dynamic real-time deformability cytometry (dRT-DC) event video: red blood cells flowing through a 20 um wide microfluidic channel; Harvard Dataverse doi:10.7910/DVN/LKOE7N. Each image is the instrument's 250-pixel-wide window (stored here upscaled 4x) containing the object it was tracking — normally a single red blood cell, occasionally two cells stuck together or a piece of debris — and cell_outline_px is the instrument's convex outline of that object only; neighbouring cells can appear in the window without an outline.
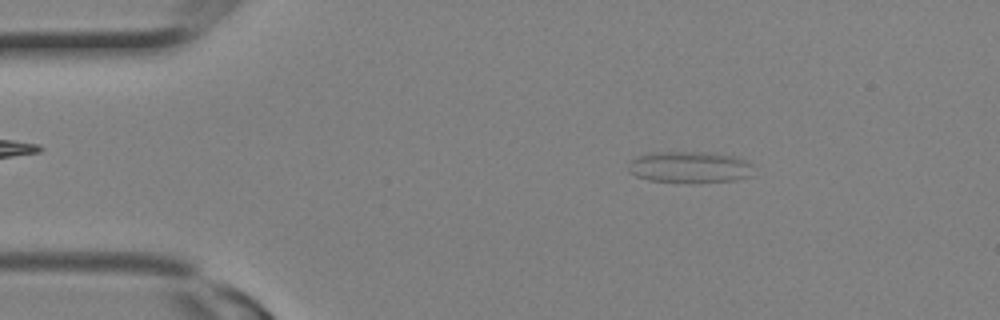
{"species": "Egyptian fruit bat (a non-hibernating species)", "species_latin": "Rousettus aegyptiacus", "temperature_condition": "room temperature", "stored_images_in_passage": 2, "camera_frame_rate_fps": 3000, "um_per_image_px": 0.085, "animal": {"sex": "female"}, "frame": {"image": 1, "passage_image": 1, "time_ms": 0.0, "image_size_px": [1000, 320], "cell_outline_px": [[752, 164], [748, 176], [736, 180], [688, 184], [648, 180], [636, 176], [628, 172], [628, 164], [632, 160], [648, 152], [712, 152], [736, 156]], "centroid_in_image_um": [58.58, 14.22], "position_along_channel_um": 26.4, "area_um2": 23.35}}
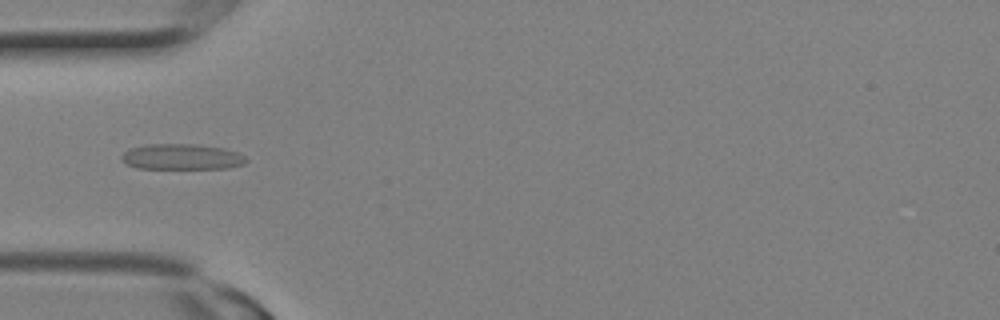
{"frame": {"image": 2, "passage_image": 2, "time_ms": 0.333, "image_size_px": [1000, 320], "cell_outline_px": [[248, 160], [244, 164], [228, 168], [136, 168], [124, 164], [120, 160], [120, 156], [128, 148], [148, 144], [200, 144], [224, 148], [236, 152], [244, 156]], "centroid_in_image_um": [15.4, 13.32], "position_along_channel_um": 69.6, "area_um2": 18.84}}